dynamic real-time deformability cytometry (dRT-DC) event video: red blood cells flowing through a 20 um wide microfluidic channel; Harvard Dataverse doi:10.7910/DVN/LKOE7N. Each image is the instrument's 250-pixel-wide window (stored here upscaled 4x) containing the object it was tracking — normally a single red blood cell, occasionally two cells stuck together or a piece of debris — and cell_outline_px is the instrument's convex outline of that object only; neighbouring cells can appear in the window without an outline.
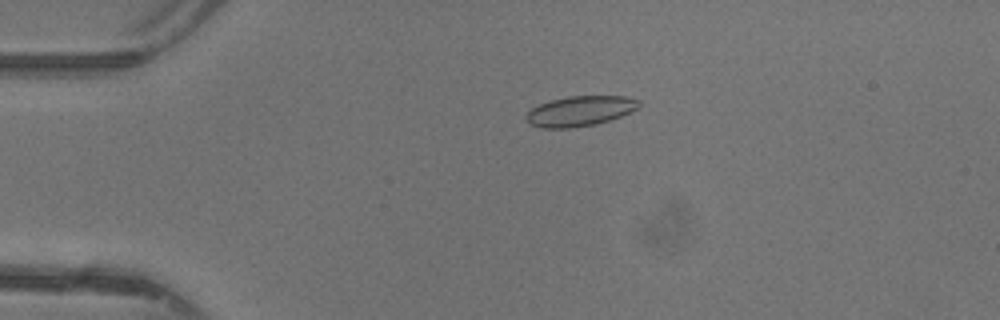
{"species": "common noctule bat (a hibernating species)", "species_latin": "Nyctalus noctula", "temperature_condition": "warm", "stored_images_in_passage": 48, "camera_frame_rate_fps": 3000, "um_per_image_px": 0.085, "animal": {"sex": "female"}, "frame": {"image": 1, "passage_image": 11, "time_ms": 3.333, "image_size_px": [1000, 320], "cell_outline_px": [[640, 104], [636, 108], [620, 116], [596, 124], [568, 128], [540, 128], [532, 124], [524, 116], [532, 108], [540, 104], [552, 100], [568, 96], [624, 96], [640, 100]], "centroid_in_image_um": [49.29, 9.43], "position_along_channel_um": 35.7, "area_um2": 19.48}}
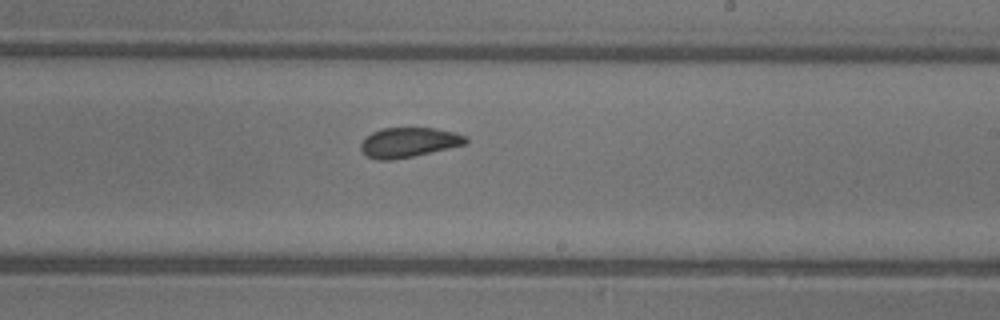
{"frame": {"image": 2, "passage_image": 29, "time_ms": 9.333, "image_size_px": [1000, 320], "cell_outline_px": [[468, 140], [464, 144], [448, 148], [412, 156], [392, 160], [376, 160], [368, 156], [360, 148], [360, 144], [372, 132], [384, 128], [436, 128], [452, 132], [464, 136]], "centroid_in_image_um": [34.71, 12.1], "position_along_channel_um": 254.3, "area_um2": 17.8}}
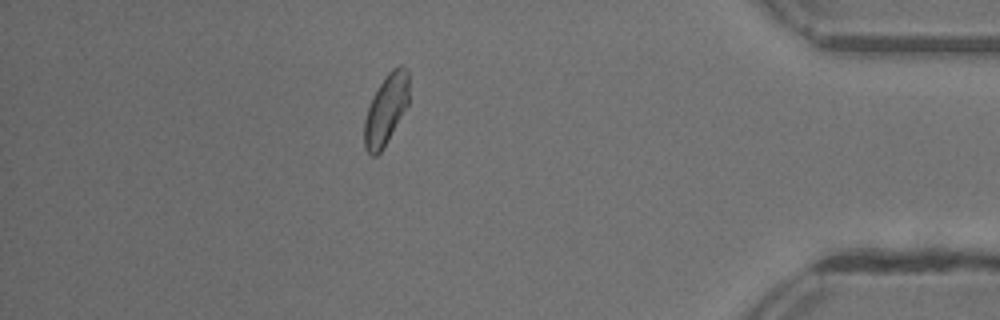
{"frame": {"image": 3, "passage_image": 42, "time_ms": 13.667, "image_size_px": [1000, 320], "cell_outline_px": [[408, 104], [380, 152], [376, 156], [372, 156], [364, 148], [364, 120], [372, 96], [384, 76], [392, 68], [400, 64], [404, 64], [408, 68]], "centroid_in_image_um": [32.8, 9.25], "position_along_channel_um": 402.4, "area_um2": 18.21}, "authors_computed_cell_mechanics": {"area_um2": 18.8717, "velocity_mm_per_s": 4.3743, "shape_relaxation_time_tau1_ms": 5.5747, "shape_relaxation_time_tau2_ms": 1.1844, "deformation_change_tau1": 0.0985, "deformation_change_tau2": 0.0614}}